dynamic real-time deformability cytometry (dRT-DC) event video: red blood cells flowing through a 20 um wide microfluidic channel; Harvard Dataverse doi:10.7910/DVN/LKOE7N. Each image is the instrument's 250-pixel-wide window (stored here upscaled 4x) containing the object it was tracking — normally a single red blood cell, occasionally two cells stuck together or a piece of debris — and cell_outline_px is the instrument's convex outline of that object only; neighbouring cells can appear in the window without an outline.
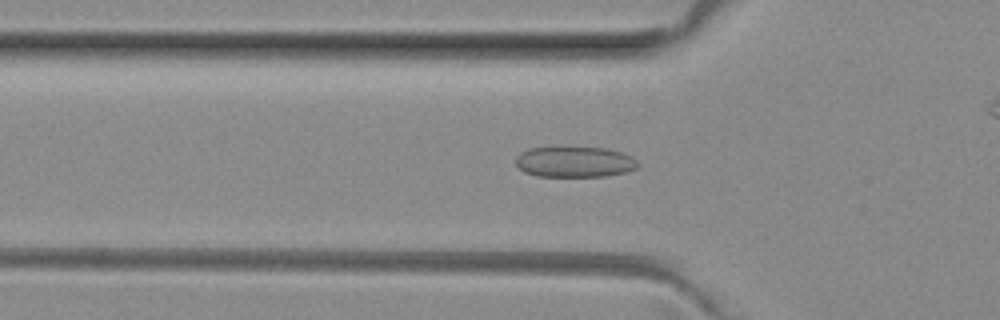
{"species": "common noctule bat (a hibernating species)", "species_latin": "Nyctalus noctula", "temperature_condition": "room temperature", "stored_images_in_passage": 42, "camera_frame_rate_fps": 3000, "um_per_image_px": 0.085, "animal": {"sex": "female", "body_mass_g": 29.2, "forearm_length_mm": 56.3}, "frame": {"image": 1, "passage_image": 17, "time_ms": 5.333, "image_size_px": [1000, 320], "cell_outline_px": [[640, 164], [636, 168], [628, 172], [608, 176], [536, 176], [524, 172], [516, 164], [516, 156], [520, 152], [528, 148], [608, 148], [632, 156]], "centroid_in_image_um": [48.86, 13.77], "position_along_channel_um": 76.9, "area_um2": 21.85}}
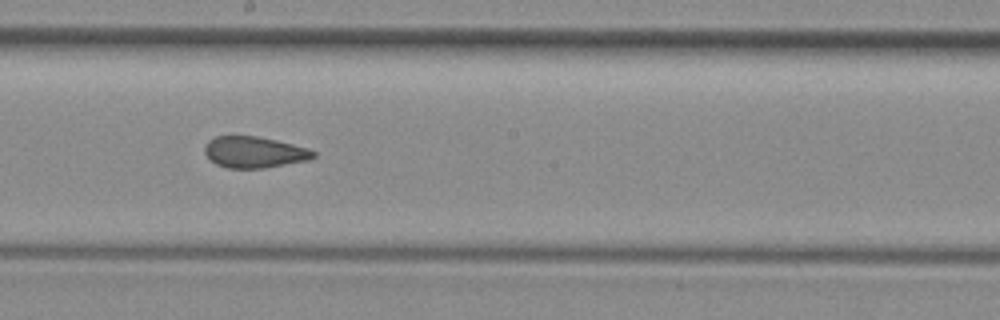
{"frame": {"image": 2, "passage_image": 28, "time_ms": 9.0, "image_size_px": [1000, 320], "cell_outline_px": [[316, 156], [308, 160], [264, 168], [228, 168], [216, 164], [204, 152], [204, 144], [208, 140], [216, 136], [256, 136], [276, 140], [308, 148], [316, 152]], "centroid_in_image_um": [21.6, 12.93], "position_along_channel_um": 226.6, "area_um2": 19.77}}
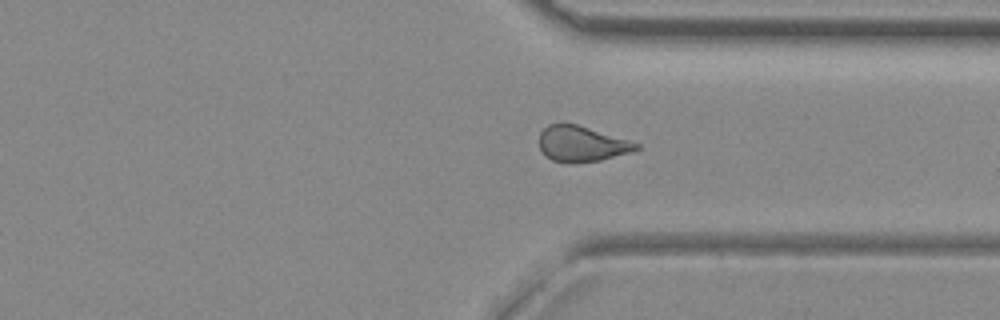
{"frame": {"image": 3, "passage_image": 38, "time_ms": 12.333, "image_size_px": [1000, 320], "cell_outline_px": [[640, 148], [628, 152], [600, 160], [572, 164], [568, 164], [552, 160], [544, 156], [540, 152], [540, 132], [548, 124], [564, 120], [628, 140], [640, 144]], "centroid_in_image_um": [49.35, 12.21], "position_along_channel_um": 362.0, "area_um2": 20.46}}